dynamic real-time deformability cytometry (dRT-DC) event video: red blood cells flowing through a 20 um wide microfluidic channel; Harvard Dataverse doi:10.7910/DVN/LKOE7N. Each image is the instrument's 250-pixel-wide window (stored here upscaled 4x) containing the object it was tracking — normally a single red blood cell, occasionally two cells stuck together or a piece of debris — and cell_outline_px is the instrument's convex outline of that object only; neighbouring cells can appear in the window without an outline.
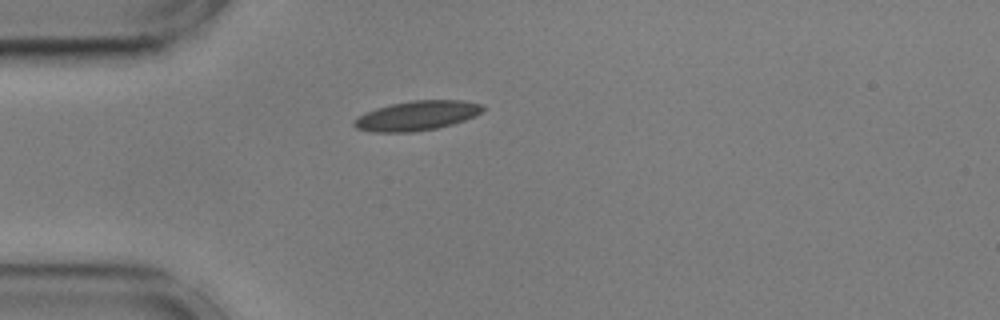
{"species": "common noctule bat (a hibernating species)", "species_latin": "Nyctalus noctula", "temperature_condition": "cold", "stored_images_in_passage": 26, "camera_frame_rate_fps": 3000, "um_per_image_px": 0.085, "animal": {"sex": "male", "body_mass_g": 17.9, "forearm_length_mm": 54.2}, "frame": {"image": 1, "passage_image": 1, "time_ms": 0.0, "image_size_px": [1000, 320], "cell_outline_px": [[484, 108], [480, 112], [464, 120], [452, 124], [436, 128], [412, 132], [372, 132], [356, 128], [352, 124], [352, 120], [364, 112], [376, 108], [392, 104], [412, 100], [460, 100], [480, 104]], "centroid_in_image_um": [35.35, 9.83], "position_along_channel_um": 49.6, "area_um2": 22.02}}